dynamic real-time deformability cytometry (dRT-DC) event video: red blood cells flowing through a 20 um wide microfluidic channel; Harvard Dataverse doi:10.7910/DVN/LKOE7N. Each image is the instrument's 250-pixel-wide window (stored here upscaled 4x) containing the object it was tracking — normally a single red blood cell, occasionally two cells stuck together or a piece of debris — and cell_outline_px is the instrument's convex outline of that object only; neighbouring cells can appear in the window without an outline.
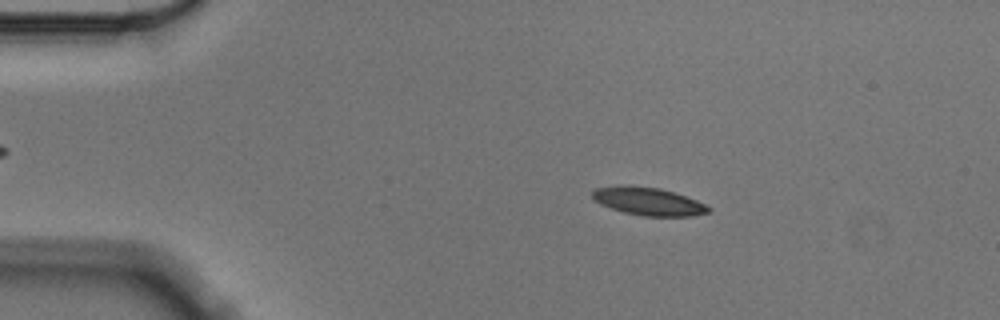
{"species": "Egyptian fruit bat (a non-hibernating species)", "species_latin": "Rousettus aegyptiacus", "temperature_condition": "cold", "stored_images_in_passage": 56, "camera_frame_rate_fps": 3000, "um_per_image_px": 0.085, "animal": {"sex": "male"}, "frame": {"image": 1, "passage_image": 10, "time_ms": 3.0, "image_size_px": [1000, 320], "cell_outline_px": [[712, 212], [692, 216], [644, 216], [624, 212], [600, 204], [592, 200], [592, 192], [596, 188], [620, 184], [628, 184], [660, 188], [696, 200], [712, 208]], "centroid_in_image_um": [55.08, 17.1], "position_along_channel_um": 29.9, "area_um2": 19.07}}
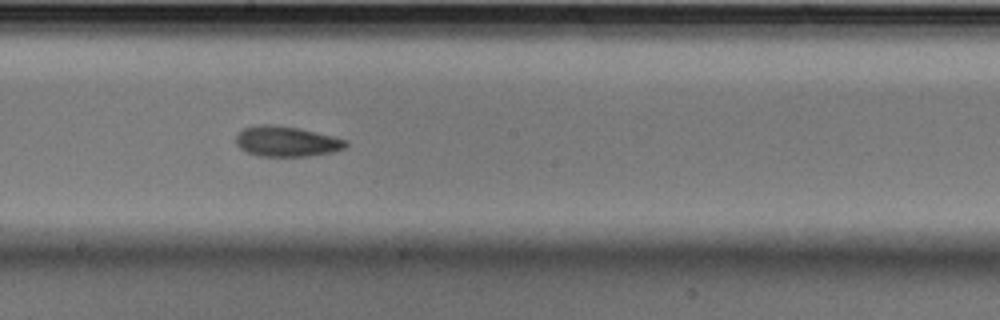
{"frame": {"image": 2, "passage_image": 31, "time_ms": 10.0, "image_size_px": [1000, 320], "cell_outline_px": [[348, 144], [344, 148], [332, 152], [308, 156], [256, 156], [240, 148], [236, 144], [236, 132], [244, 128], [260, 124], [272, 124], [296, 128], [332, 136], [348, 140]], "centroid_in_image_um": [24.32, 12.02], "position_along_channel_um": 223.9, "area_um2": 19.36}}
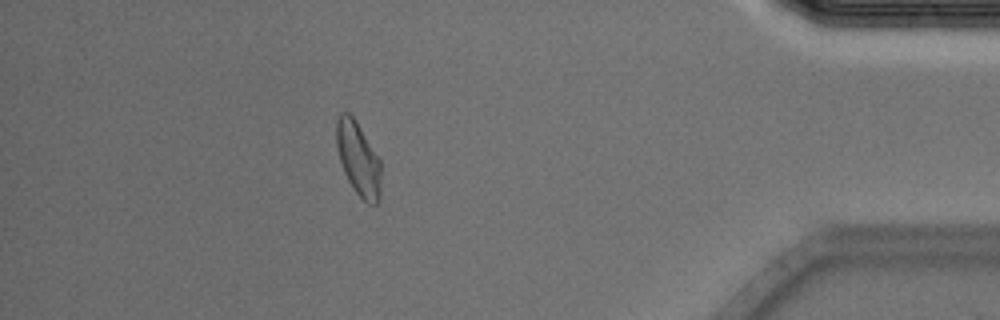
{"frame": {"image": 3, "passage_image": 50, "time_ms": 16.333, "image_size_px": [1000, 320], "cell_outline_px": [[380, 200], [376, 204], [368, 204], [356, 192], [348, 180], [344, 172], [340, 160], [336, 144], [336, 120], [340, 112], [348, 112], [356, 120], [380, 160]], "centroid_in_image_um": [30.44, 13.48], "position_along_channel_um": 404.8, "area_um2": 19.02}, "authors_computed_cell_mechanics": {"area_um2": 19.1029, "velocity_mm_per_s": 3.5424, "shape_relaxation_time_tau1_ms": 4.4063, "shape_relaxation_time_tau2_ms": 3.4805, "deformation_change_tau1": 0.1311, "deformation_change_tau2": 0.0913}}